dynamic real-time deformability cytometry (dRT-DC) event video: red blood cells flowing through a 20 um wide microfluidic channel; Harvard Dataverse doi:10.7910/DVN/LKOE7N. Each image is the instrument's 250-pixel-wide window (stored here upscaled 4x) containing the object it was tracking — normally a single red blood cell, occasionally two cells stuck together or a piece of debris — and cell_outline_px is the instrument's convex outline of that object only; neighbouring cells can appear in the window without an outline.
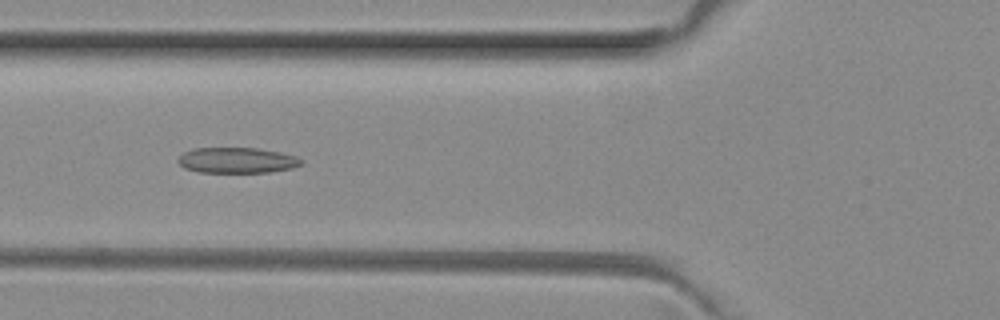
{"species": "common noctule bat (a hibernating species)", "species_latin": "Nyctalus noctula", "temperature_condition": "room temperature", "stored_images_in_passage": 4, "camera_frame_rate_fps": 3000, "um_per_image_px": 0.085, "animal": {"sex": "female", "body_mass_g": 29.2, "forearm_length_mm": 56.3}, "frame": {"image": 1, "passage_image": 2, "time_ms": 0.333, "image_size_px": [1000, 320], "cell_outline_px": [[304, 164], [292, 168], [272, 172], [200, 172], [184, 168], [176, 160], [184, 152], [192, 148], [256, 148], [280, 152], [296, 156], [304, 160]], "centroid_in_image_um": [20.17, 13.62], "position_along_channel_um": 105.6, "area_um2": 18.5}}
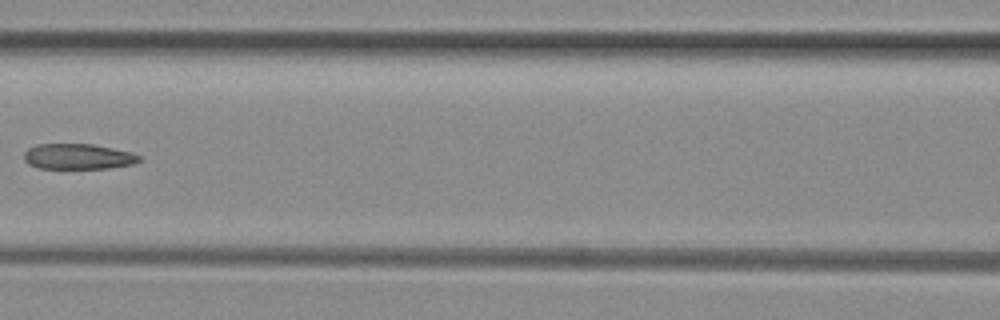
{"frame": {"image": 2, "passage_image": 3, "time_ms": 0.667, "image_size_px": [1000, 320], "cell_outline_px": [[140, 160], [132, 164], [108, 168], [36, 168], [28, 164], [24, 160], [24, 152], [28, 148], [36, 144], [92, 144], [132, 152], [140, 156]], "centroid_in_image_um": [6.59, 13.3], "position_along_channel_um": 160.0, "area_um2": 17.11}}
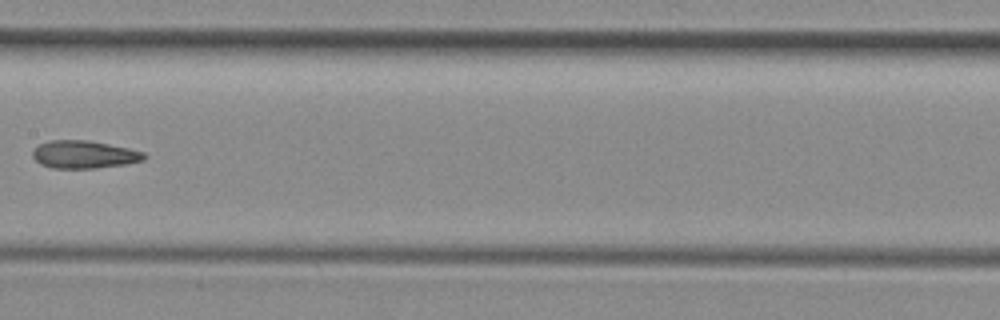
{"frame": {"image": 3, "passage_image": 4, "time_ms": 1.0, "image_size_px": [1000, 320], "cell_outline_px": [[148, 156], [144, 160], [124, 164], [96, 168], [52, 168], [40, 164], [32, 156], [32, 152], [40, 144], [52, 140], [88, 140], [128, 148], [144, 152]], "centroid_in_image_um": [7.16, 13.13], "position_along_channel_um": 200.2, "area_um2": 17.92}}